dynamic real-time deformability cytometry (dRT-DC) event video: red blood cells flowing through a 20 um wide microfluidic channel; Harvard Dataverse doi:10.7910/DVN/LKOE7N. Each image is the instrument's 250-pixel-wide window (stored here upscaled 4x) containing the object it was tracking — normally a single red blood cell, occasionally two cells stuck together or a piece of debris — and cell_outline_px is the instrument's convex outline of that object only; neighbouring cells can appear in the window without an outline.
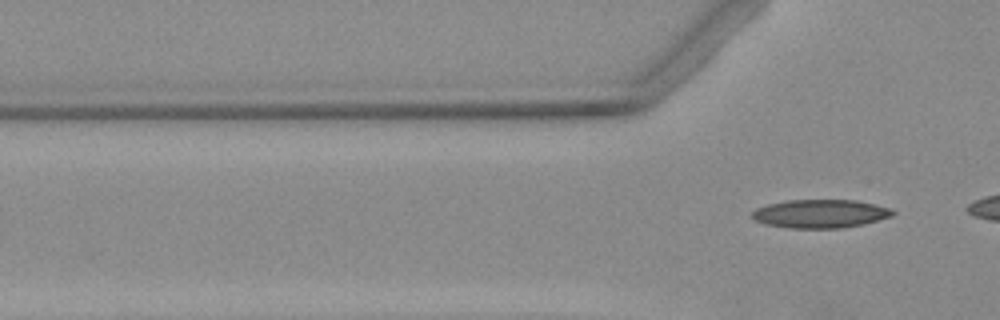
{"species": "Egyptian fruit bat (a non-hibernating species)", "species_latin": "Rousettus aegyptiacus", "temperature_condition": "warm", "stored_images_in_passage": 3, "camera_frame_rate_fps": 3000, "um_per_image_px": 0.085, "animal": {"sex": "female"}, "frame": {"image": 1, "passage_image": 3, "time_ms": 3.333, "image_size_px": [1000, 320], "cell_outline_px": [[896, 212], [892, 216], [864, 224], [840, 228], [792, 228], [768, 224], [756, 220], [748, 216], [756, 208], [768, 204], [788, 200], [856, 200], [888, 208]], "centroid_in_image_um": [69.7, 18.16], "position_along_channel_um": 56.1, "area_um2": 23.12}}